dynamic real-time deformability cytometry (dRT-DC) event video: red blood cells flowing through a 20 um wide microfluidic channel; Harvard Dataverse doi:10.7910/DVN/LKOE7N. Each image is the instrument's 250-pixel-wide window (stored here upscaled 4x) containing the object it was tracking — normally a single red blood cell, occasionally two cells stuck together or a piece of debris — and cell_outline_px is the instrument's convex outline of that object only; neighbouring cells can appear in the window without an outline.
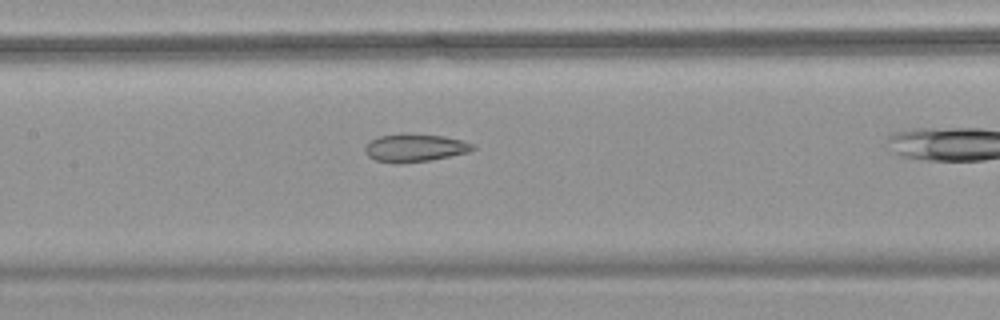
{"species": "common noctule bat (a hibernating species)", "species_latin": "Nyctalus noctula", "temperature_condition": "warm", "stored_images_in_passage": 31, "camera_frame_rate_fps": 3000, "um_per_image_px": 0.085, "animal": {"sex": "female", "body_mass_g": 18.4}, "frame": {"image": 1, "passage_image": 14, "time_ms": 4.333, "image_size_px": [1000, 320], "cell_outline_px": [[476, 148], [468, 152], [432, 160], [400, 164], [396, 164], [376, 160], [368, 156], [364, 152], [364, 148], [372, 140], [380, 136], [400, 132], [444, 136], [464, 140], [476, 144]], "centroid_in_image_um": [35.29, 12.56], "position_along_channel_um": 172.1, "area_um2": 17.92}}